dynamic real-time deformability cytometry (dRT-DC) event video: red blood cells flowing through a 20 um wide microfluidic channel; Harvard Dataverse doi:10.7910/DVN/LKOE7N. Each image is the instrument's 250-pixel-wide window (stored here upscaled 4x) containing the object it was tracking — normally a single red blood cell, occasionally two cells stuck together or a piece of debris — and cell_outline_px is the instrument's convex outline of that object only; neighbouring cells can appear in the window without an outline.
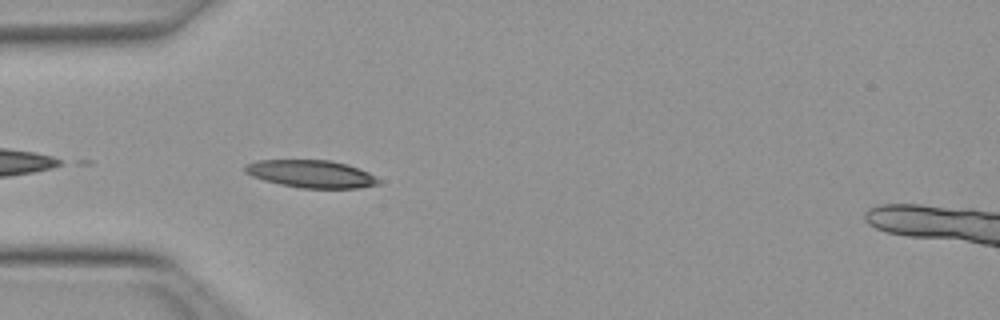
{"species": "Egyptian fruit bat (a non-hibernating species)", "species_latin": "Rousettus aegyptiacus", "temperature_condition": "warm", "stored_images_in_passage": 7, "camera_frame_rate_fps": 3000, "um_per_image_px": 0.085, "animal": {"sex": "female"}, "frame": {"image": 1, "passage_image": 2, "time_ms": 0.333, "image_size_px": [1000, 320], "cell_outline_px": [[380, 184], [360, 188], [300, 188], [280, 184], [264, 180], [252, 176], [244, 172], [244, 164], [256, 160], [332, 160], [368, 172], [376, 176], [380, 180]], "centroid_in_image_um": [26.43, 14.78], "position_along_channel_um": 58.6, "area_um2": 21.5}}